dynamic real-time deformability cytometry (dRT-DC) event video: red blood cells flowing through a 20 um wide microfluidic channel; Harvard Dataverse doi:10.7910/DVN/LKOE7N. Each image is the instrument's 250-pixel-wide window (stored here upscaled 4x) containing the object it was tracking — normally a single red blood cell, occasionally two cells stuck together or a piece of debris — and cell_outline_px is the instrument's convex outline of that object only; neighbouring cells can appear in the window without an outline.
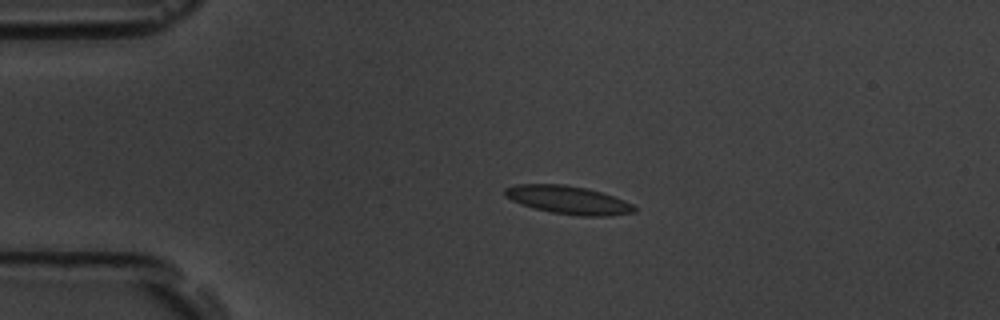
{"species": "common noctule bat (a hibernating species)", "species_latin": "Nyctalus noctula", "temperature_condition": "room temperature", "stored_images_in_passage": 4, "camera_frame_rate_fps": 3000, "um_per_image_px": 0.085, "animal": {"sex": "male", "body_mass_g": 19.5, "forearm_length_mm": 54.6}, "frame": {"image": 1, "passage_image": 3, "time_ms": 0.667, "image_size_px": [1000, 320], "cell_outline_px": [[636, 212], [608, 216], [576, 216], [552, 212], [520, 204], [504, 196], [504, 188], [516, 184], [564, 184], [588, 188], [624, 200], [632, 204], [636, 208]], "centroid_in_image_um": [48.29, 16.99], "position_along_channel_um": 36.7, "area_um2": 21.27}}